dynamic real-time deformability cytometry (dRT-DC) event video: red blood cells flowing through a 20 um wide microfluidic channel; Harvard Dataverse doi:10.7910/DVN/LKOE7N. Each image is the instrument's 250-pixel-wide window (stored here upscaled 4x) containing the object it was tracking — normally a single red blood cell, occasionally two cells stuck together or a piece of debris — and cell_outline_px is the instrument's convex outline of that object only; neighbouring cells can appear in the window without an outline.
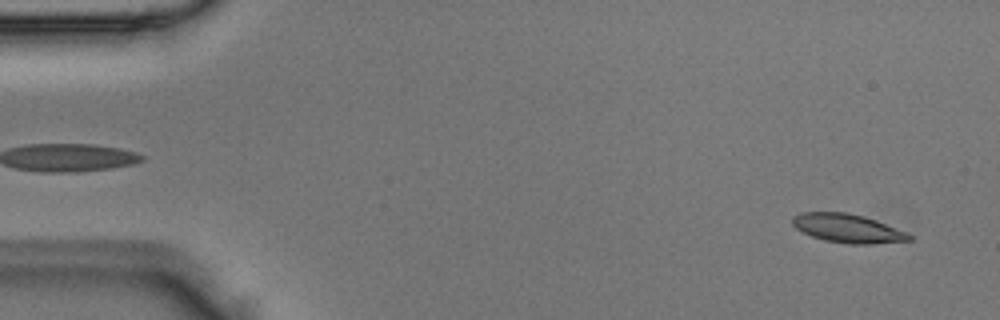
{"species": "Egyptian fruit bat (a non-hibernating species)", "species_latin": "Rousettus aegyptiacus", "temperature_condition": "room temperature", "stored_images_in_passage": 49, "camera_frame_rate_fps": 3000, "um_per_image_px": 0.085, "animal": {"sex": "male"}, "frame": {"image": 1, "passage_image": 2, "time_ms": 0.333, "image_size_px": [1000, 320], "cell_outline_px": [[912, 240], [872, 244], [848, 244], [824, 240], [812, 236], [796, 228], [792, 224], [792, 216], [800, 212], [848, 212], [864, 216], [876, 220], [904, 232], [912, 236]], "centroid_in_image_um": [72.01, 19.4], "position_along_channel_um": 13.0, "area_um2": 19.42}}
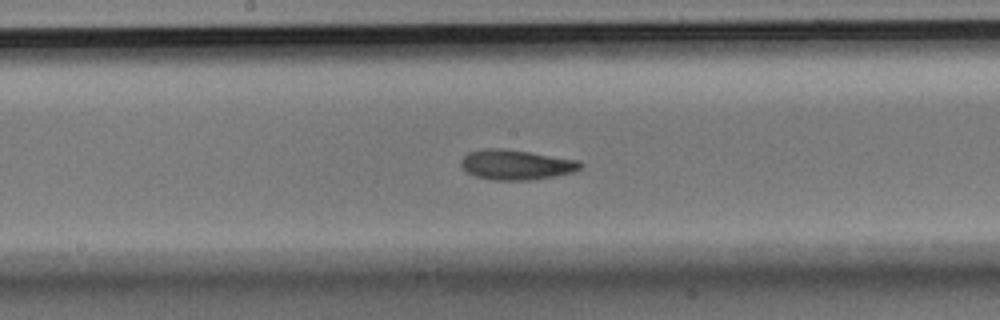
{"frame": {"image": 2, "passage_image": 25, "time_ms": 8.0, "image_size_px": [1000, 320], "cell_outline_px": [[584, 164], [580, 168], [572, 172], [532, 180], [492, 180], [476, 176], [468, 172], [460, 164], [460, 160], [468, 152], [488, 148], [500, 148], [528, 152], [580, 160]], "centroid_in_image_um": [43.87, 14.0], "position_along_channel_um": 204.3, "area_um2": 20.69}}
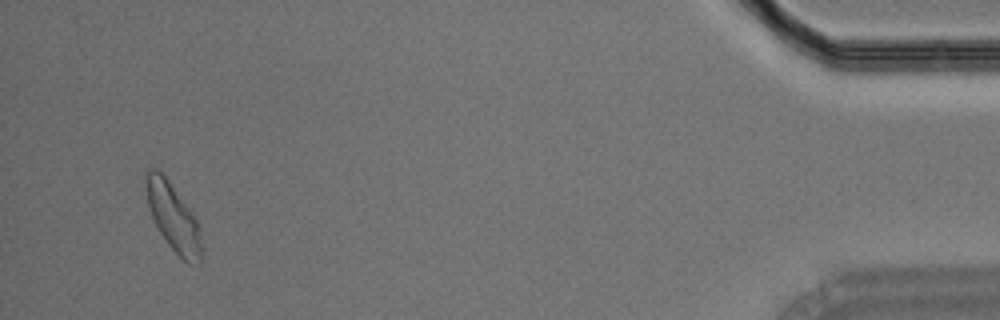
{"frame": {"image": 3, "passage_image": 47, "time_ms": 15.333, "image_size_px": [1000, 320], "cell_outline_px": [[200, 264], [188, 264], [168, 244], [160, 232], [148, 208], [144, 180], [144, 172], [148, 168], [156, 168], [168, 180], [200, 224]], "centroid_in_image_um": [14.68, 18.42], "position_along_channel_um": 420.5, "area_um2": 21.62}}